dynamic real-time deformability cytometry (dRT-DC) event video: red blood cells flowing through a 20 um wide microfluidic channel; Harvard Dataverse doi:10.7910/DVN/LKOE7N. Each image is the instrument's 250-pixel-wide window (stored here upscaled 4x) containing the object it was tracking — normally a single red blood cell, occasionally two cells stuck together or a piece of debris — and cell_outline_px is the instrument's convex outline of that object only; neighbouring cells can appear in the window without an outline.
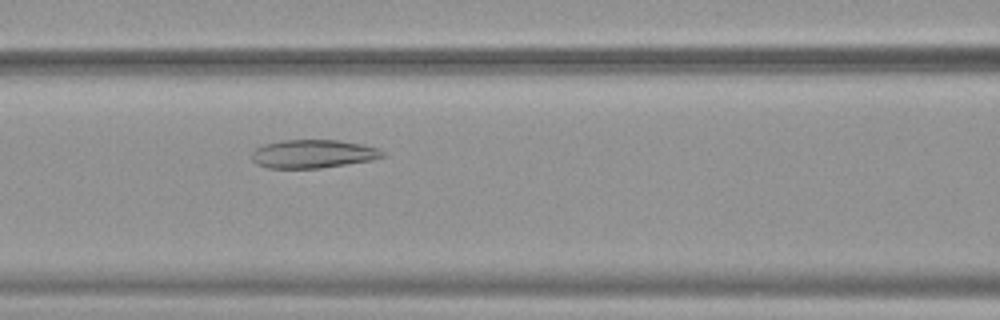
{"species": "common noctule bat (a hibernating species)", "species_latin": "Nyctalus noctula", "temperature_condition": "warm", "stored_images_in_passage": 51, "camera_frame_rate_fps": 3000, "um_per_image_px": 0.085, "animal": {"sex": "female", "body_mass_g": 19.9}, "frame": {"image": 1, "passage_image": 23, "time_ms": 7.333, "image_size_px": [1000, 320], "cell_outline_px": [[388, 156], [372, 160], [320, 168], [268, 168], [256, 164], [252, 160], [252, 152], [256, 148], [264, 144], [280, 140], [340, 140], [364, 144], [380, 148]], "centroid_in_image_um": [26.65, 13.07], "position_along_channel_um": 140.0, "area_um2": 21.91}}
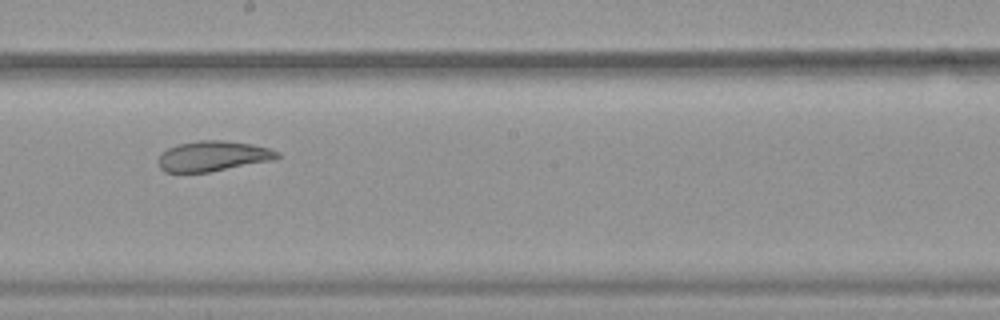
{"frame": {"image": 2, "passage_image": 30, "time_ms": 9.667, "image_size_px": [1000, 320], "cell_outline_px": [[280, 156], [272, 160], [208, 172], [164, 172], [160, 168], [156, 160], [168, 148], [180, 144], [200, 140], [224, 140], [252, 144], [268, 148], [280, 152]], "centroid_in_image_um": [18.09, 13.27], "position_along_channel_um": 230.1, "area_um2": 20.81}}
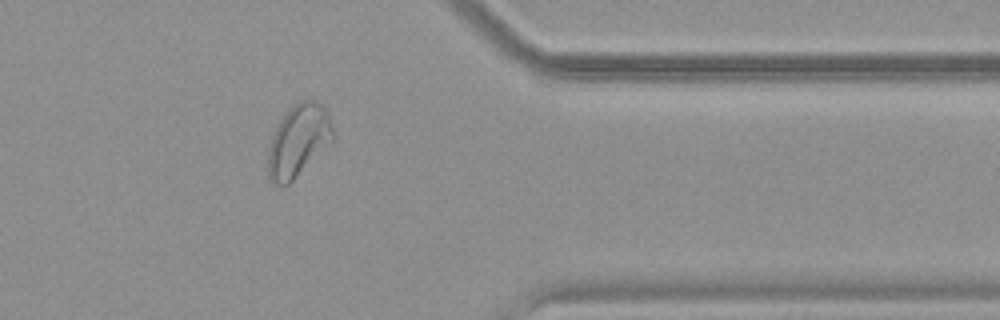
{"frame": {"image": 3, "passage_image": 43, "time_ms": 14.0, "image_size_px": [1000, 320], "cell_outline_px": [[336, 140], [284, 188], [276, 184], [268, 176], [268, 148], [276, 124], [288, 108], [292, 104], [300, 100], [316, 100], [324, 108], [336, 132]], "centroid_in_image_um": [25.39, 11.95], "position_along_channel_um": 386.0, "area_um2": 27.92}}